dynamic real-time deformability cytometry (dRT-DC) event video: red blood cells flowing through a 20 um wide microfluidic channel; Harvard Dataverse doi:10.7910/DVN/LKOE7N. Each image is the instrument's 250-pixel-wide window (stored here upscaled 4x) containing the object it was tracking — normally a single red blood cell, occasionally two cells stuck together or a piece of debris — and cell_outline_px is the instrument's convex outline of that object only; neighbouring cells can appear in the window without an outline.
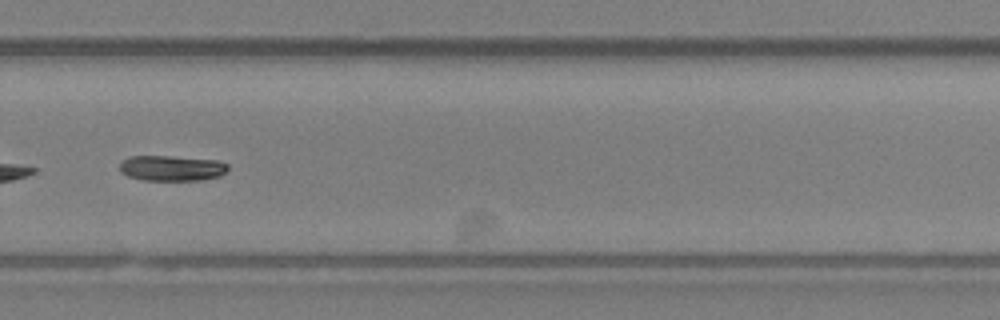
{"species": "Egyptian fruit bat (a non-hibernating species)", "species_latin": "Rousettus aegyptiacus", "temperature_condition": "room temperature", "stored_images_in_passage": 43, "segment_of_instrument_passage": [2, 2], "camera_frame_rate_fps": 3000, "um_per_image_px": 0.085, "animal": {"sex": "female"}, "frame": {"image": 1, "passage_image": 33, "time_ms": 10.667, "image_size_px": [1000, 320], "cell_outline_px": [[228, 168], [220, 176], [200, 180], [144, 180], [128, 176], [120, 172], [120, 160], [128, 156], [168, 156], [216, 160], [228, 164]], "centroid_in_image_um": [14.55, 14.29], "position_along_channel_um": 315.2, "area_um2": 16.07}}